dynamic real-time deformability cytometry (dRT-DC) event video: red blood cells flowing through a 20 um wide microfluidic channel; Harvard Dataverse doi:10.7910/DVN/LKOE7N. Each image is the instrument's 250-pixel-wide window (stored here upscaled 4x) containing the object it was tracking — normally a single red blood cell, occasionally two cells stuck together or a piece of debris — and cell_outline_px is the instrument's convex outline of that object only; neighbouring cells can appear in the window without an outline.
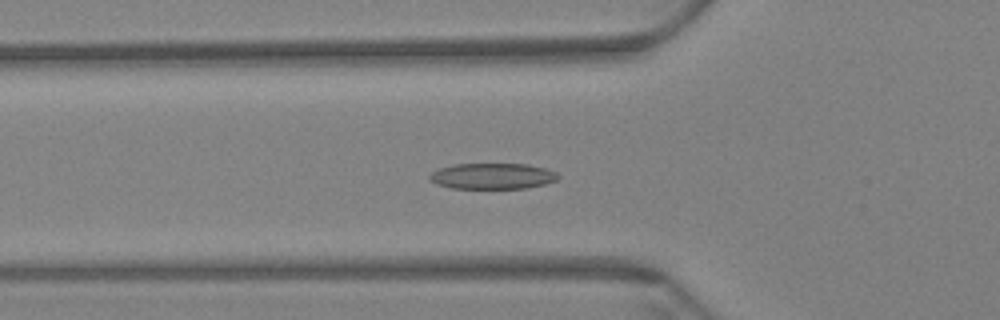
{"species": "Egyptian fruit bat (a non-hibernating species)", "species_latin": "Rousettus aegyptiacus", "temperature_condition": "warm", "stored_images_in_passage": 61, "camera_frame_rate_fps": 3000, "um_per_image_px": 0.085, "animal": {"sex": "female"}, "frame": {"image": 1, "passage_image": 22, "time_ms": 7.0, "image_size_px": [1000, 320], "cell_outline_px": [[560, 176], [556, 180], [544, 184], [528, 188], [452, 188], [436, 184], [428, 176], [432, 172], [440, 168], [456, 164], [528, 164], [544, 168], [556, 172]], "centroid_in_image_um": [41.88, 14.97], "position_along_channel_um": 83.9, "area_um2": 19.25}}
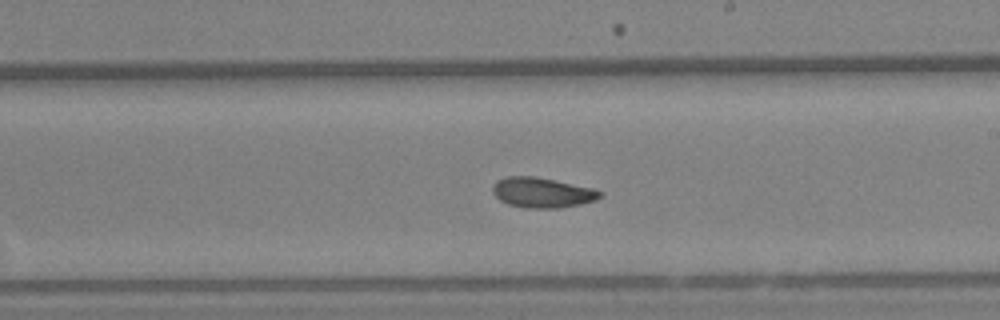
{"frame": {"image": 2, "passage_image": 36, "time_ms": 11.667, "image_size_px": [1000, 320], "cell_outline_px": [[604, 192], [596, 200], [580, 204], [560, 208], [528, 208], [508, 204], [500, 200], [492, 192], [492, 184], [496, 180], [508, 176], [532, 176], [592, 188]], "centroid_in_image_um": [46.05, 16.37], "position_along_channel_um": 242.9, "area_um2": 18.73}}
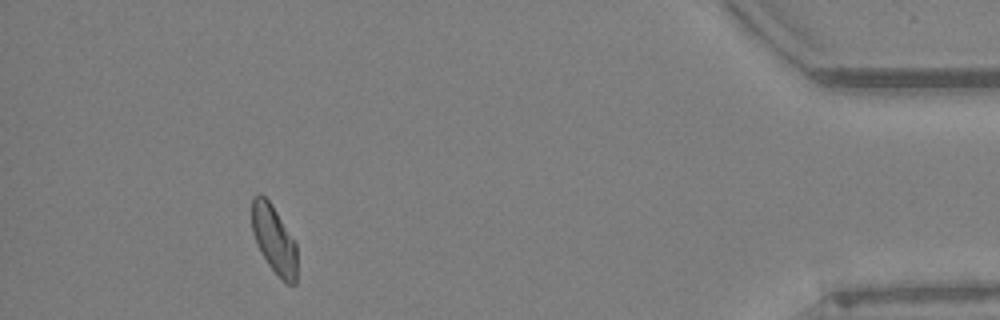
{"frame": {"image": 3, "passage_image": 56, "time_ms": 18.333, "image_size_px": [1000, 320], "cell_outline_px": [[296, 284], [288, 284], [268, 264], [260, 252], [256, 244], [252, 232], [252, 196], [260, 192], [268, 200], [276, 212], [296, 244]], "centroid_in_image_um": [23.26, 20.33], "position_along_channel_um": 411.9, "area_um2": 17.57}, "authors_computed_cell_mechanics": {"area_um2": 18.8428, "velocity_mm_per_s": 3.4171, "shape_relaxation_time_tau1_ms": 6.6057, "shape_relaxation_time_tau2_ms": 3.2469, "deformation_change_tau1": 0.1555, "deformation_change_tau2": 0.0867}}